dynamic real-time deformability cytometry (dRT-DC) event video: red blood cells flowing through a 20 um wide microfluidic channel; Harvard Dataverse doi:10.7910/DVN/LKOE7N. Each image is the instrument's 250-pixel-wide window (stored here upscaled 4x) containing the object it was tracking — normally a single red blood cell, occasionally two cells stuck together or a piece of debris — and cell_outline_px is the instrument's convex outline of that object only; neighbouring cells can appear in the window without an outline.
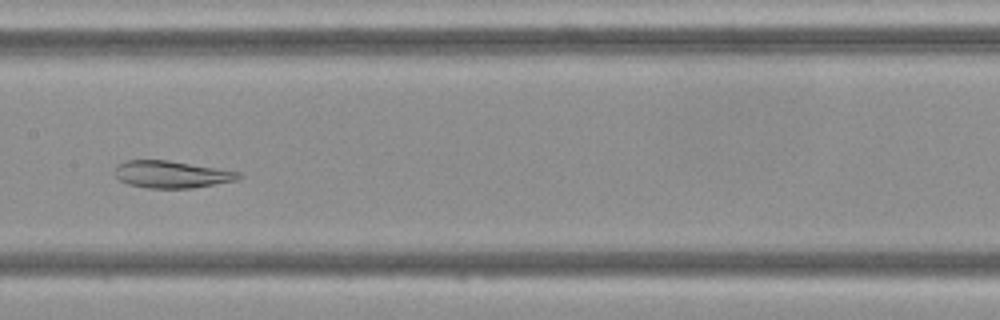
{"species": "Egyptian fruit bat (a non-hibernating species)", "species_latin": "Rousettus aegyptiacus", "temperature_condition": "cold", "stored_images_in_passage": 48, "camera_frame_rate_fps": 3000, "um_per_image_px": 0.085, "frame": {"image": 1, "passage_image": 24, "time_ms": 7.667, "image_size_px": [1000, 320], "cell_outline_px": [[244, 176], [236, 180], [192, 188], [148, 188], [128, 184], [120, 180], [116, 176], [116, 164], [124, 160], [168, 160], [240, 172]], "centroid_in_image_um": [14.57, 14.82], "position_along_channel_um": 192.8, "area_um2": 19.48}}
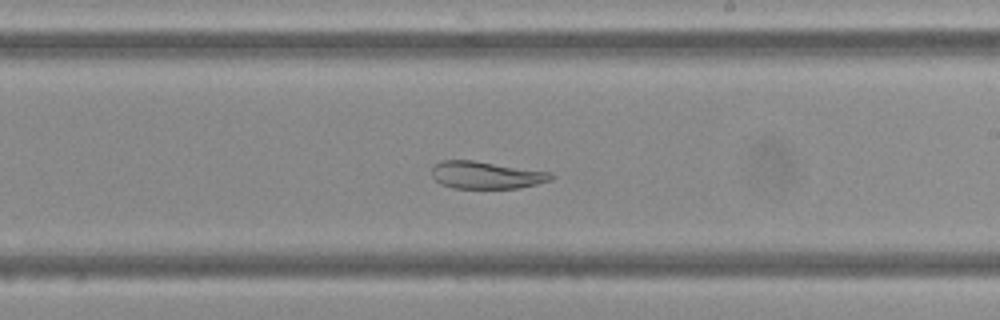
{"frame": {"image": 2, "passage_image": 28, "time_ms": 9.0, "image_size_px": [1000, 320], "cell_outline_px": [[556, 176], [552, 180], [520, 188], [452, 188], [440, 184], [432, 176], [432, 168], [440, 160], [472, 160], [552, 172]], "centroid_in_image_um": [41.35, 14.88], "position_along_channel_um": 247.7, "area_um2": 19.13}}
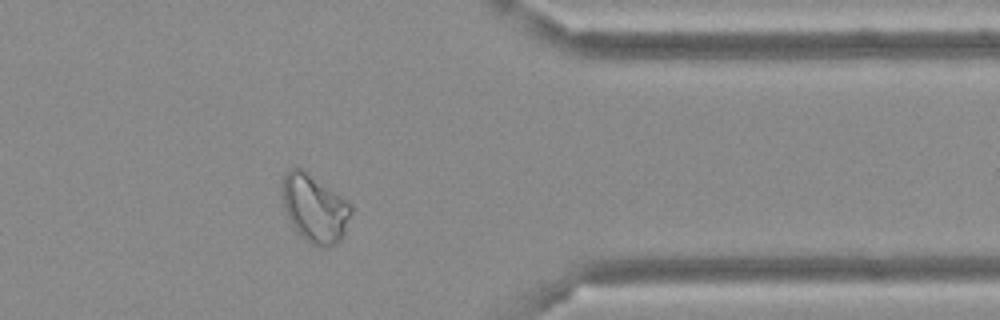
{"frame": {"image": 3, "passage_image": 39, "time_ms": 12.667, "image_size_px": [1000, 320], "cell_outline_px": [[352, 212], [344, 232], [340, 240], [336, 244], [328, 248], [320, 248], [312, 244], [300, 236], [292, 228], [284, 208], [284, 172], [288, 168], [300, 168], [352, 204]], "centroid_in_image_um": [26.75, 17.77], "position_along_channel_um": 384.6, "area_um2": 26.88}}